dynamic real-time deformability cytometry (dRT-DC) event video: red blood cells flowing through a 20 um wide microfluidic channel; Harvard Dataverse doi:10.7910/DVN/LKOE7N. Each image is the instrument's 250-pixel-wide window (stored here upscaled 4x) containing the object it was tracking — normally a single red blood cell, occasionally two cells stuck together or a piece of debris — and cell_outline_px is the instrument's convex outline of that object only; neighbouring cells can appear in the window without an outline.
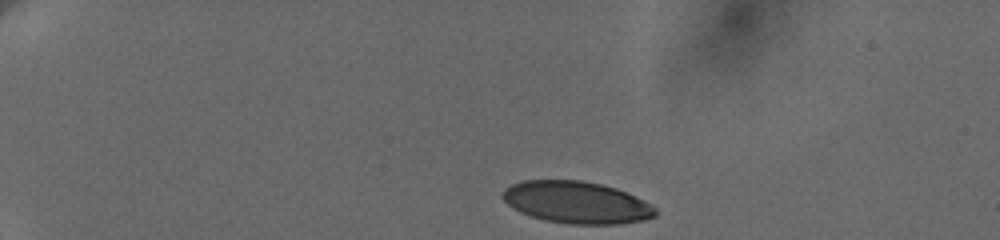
{"species": "human", "species_latin": "Homo sapiens", "temperature_condition": "cold", "stored_images_in_passage": 40, "camera_frame_rate_fps": 3000, "um_per_image_px": 0.085, "donor": {"sex": "female"}, "frame": {"image": 1, "passage_image": 1, "time_ms": 0.0, "image_size_px": [1000, 240], "cell_outline_px": [[656, 216], [644, 220], [620, 224], [568, 224], [544, 220], [520, 212], [512, 208], [500, 196], [504, 188], [520, 180], [580, 180], [600, 184], [616, 188], [644, 200], [652, 204], [656, 208]], "centroid_in_image_um": [48.99, 17.2], "position_along_channel_um": 36.0, "area_um2": 37.63}}
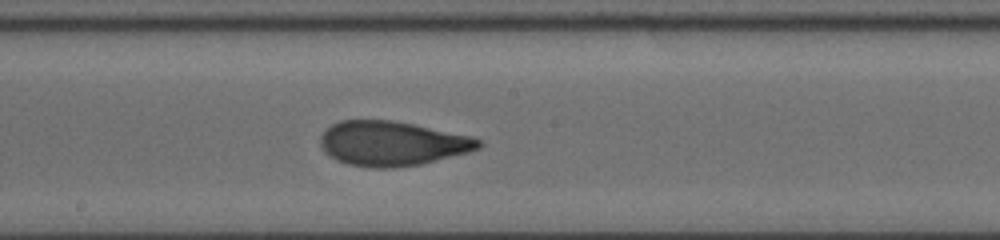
{"frame": {"image": 2, "passage_image": 23, "time_ms": 7.333, "image_size_px": [1000, 240], "cell_outline_px": [[484, 144], [480, 148], [468, 152], [420, 164], [396, 168], [372, 168], [348, 164], [336, 160], [324, 152], [320, 144], [320, 136], [332, 124], [340, 120], [392, 120], [472, 136], [480, 140]], "centroid_in_image_um": [33.31, 12.2], "position_along_channel_um": 214.9, "area_um2": 41.1}}
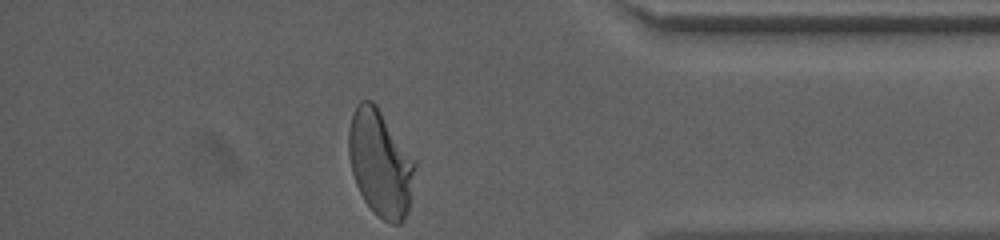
{"frame": {"image": 3, "passage_image": 40, "time_ms": 13.0, "image_size_px": [1000, 240], "cell_outline_px": [[416, 164], [412, 196], [404, 220], [400, 224], [392, 224], [384, 220], [364, 200], [356, 184], [352, 172], [348, 152], [348, 132], [352, 116], [356, 104], [360, 100], [372, 100], [376, 104], [416, 160]], "centroid_in_image_um": [32.34, 13.85], "position_along_channel_um": 402.9, "area_um2": 41.21}, "authors_computed_cell_mechanics": {"area_um2": 40.2288, "velocity_mm_per_s": 3.62, "shape_relaxation_time_tau1_ms": 3.9113, "shape_relaxation_time_tau2_ms": 0.7697, "deformation_change_tau1": 0.1826, "deformation_change_tau2": 0.0652}}